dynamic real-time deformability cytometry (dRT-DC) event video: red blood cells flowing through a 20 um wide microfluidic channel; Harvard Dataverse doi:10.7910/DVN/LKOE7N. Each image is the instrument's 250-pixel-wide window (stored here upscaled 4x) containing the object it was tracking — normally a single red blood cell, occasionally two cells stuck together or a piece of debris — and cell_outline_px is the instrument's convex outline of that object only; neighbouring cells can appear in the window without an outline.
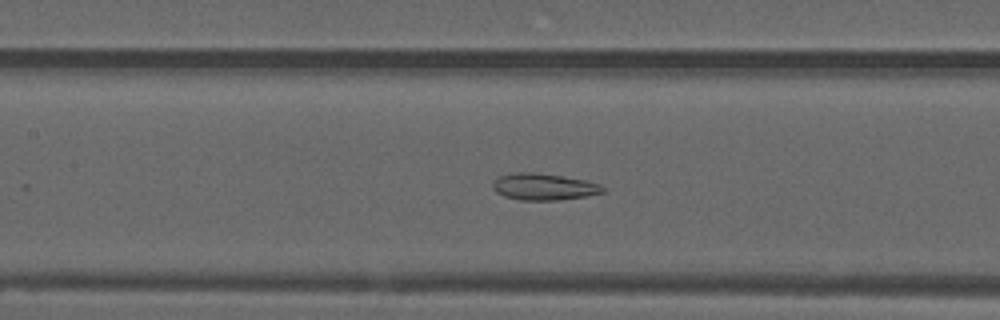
{"species": "common noctule bat (a hibernating species)", "species_latin": "Nyctalus noctula", "temperature_condition": "warm", "stored_images_in_passage": 55, "camera_frame_rate_fps": 3000, "um_per_image_px": 0.085, "animal": {"sex": "male", "forearm_length_mm": 52.5}, "frame": {"image": 1, "passage_image": 25, "time_ms": 8.0, "image_size_px": [1000, 320], "cell_outline_px": [[608, 192], [584, 196], [556, 200], [520, 200], [504, 196], [496, 192], [492, 188], [492, 184], [496, 176], [516, 172], [532, 172], [560, 176], [584, 180], [600, 184]], "centroid_in_image_um": [46.19, 15.87], "position_along_channel_um": 161.2, "area_um2": 17.11}}
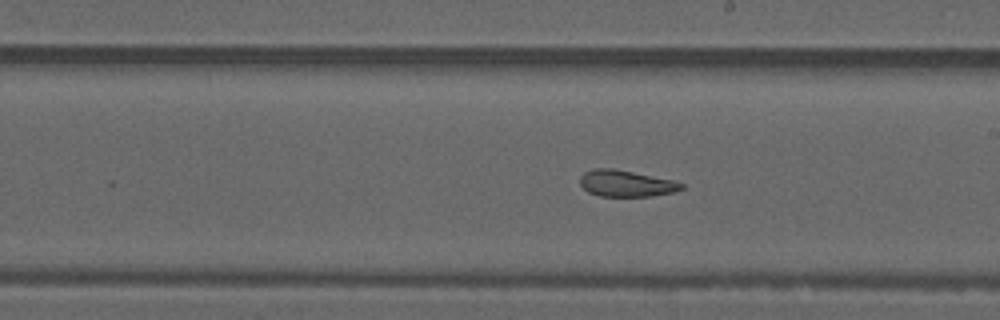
{"frame": {"image": 2, "passage_image": 31, "time_ms": 10.0, "image_size_px": [1000, 320], "cell_outline_px": [[684, 188], [672, 192], [652, 196], [600, 196], [588, 192], [580, 184], [580, 176], [584, 172], [592, 168], [612, 168], [676, 180], [684, 184]], "centroid_in_image_um": [53.22, 15.58], "position_along_channel_um": 235.8, "area_um2": 15.72}}
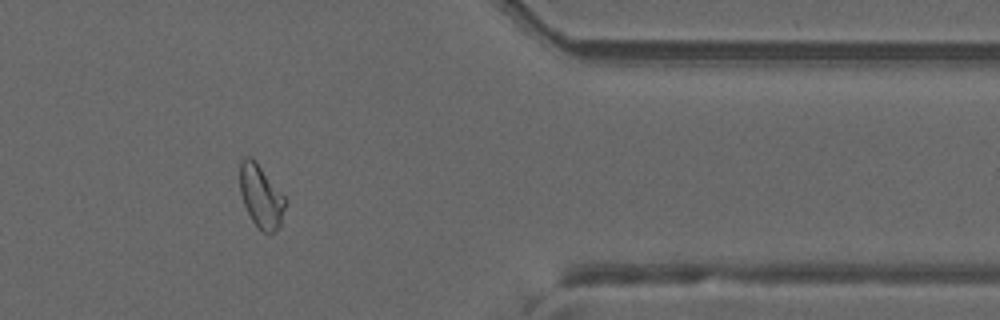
{"frame": {"image": 3, "passage_image": 45, "time_ms": 14.667, "image_size_px": [1000, 320], "cell_outline_px": [[288, 200], [280, 224], [276, 232], [264, 232], [252, 220], [244, 204], [240, 192], [240, 160], [244, 156], [252, 156], [256, 160]], "centroid_in_image_um": [22.2, 16.63], "position_along_channel_um": 389.2, "area_um2": 16.76}, "authors_computed_cell_mechanics": {"area_um2": 18.4382, "velocity_mm_per_s": 3.7448, "shape_relaxation_time_tau1_ms": null, "shape_relaxation_time_tau2_ms": 2.8091, "deformation_change_tau1": null, "deformation_change_tau2": 0.1004}}